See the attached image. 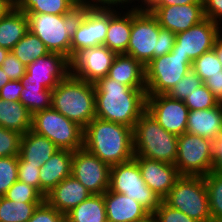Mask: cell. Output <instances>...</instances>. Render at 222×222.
<instances>
[{
    "label": "cell",
    "instance_id": "obj_4",
    "mask_svg": "<svg viewBox=\"0 0 222 222\" xmlns=\"http://www.w3.org/2000/svg\"><path fill=\"white\" fill-rule=\"evenodd\" d=\"M52 108L84 129L96 118L94 84L69 74L52 90Z\"/></svg>",
    "mask_w": 222,
    "mask_h": 222
},
{
    "label": "cell",
    "instance_id": "obj_2",
    "mask_svg": "<svg viewBox=\"0 0 222 222\" xmlns=\"http://www.w3.org/2000/svg\"><path fill=\"white\" fill-rule=\"evenodd\" d=\"M83 147L110 167L134 158L133 128L94 118L85 128Z\"/></svg>",
    "mask_w": 222,
    "mask_h": 222
},
{
    "label": "cell",
    "instance_id": "obj_34",
    "mask_svg": "<svg viewBox=\"0 0 222 222\" xmlns=\"http://www.w3.org/2000/svg\"><path fill=\"white\" fill-rule=\"evenodd\" d=\"M204 180L212 222H222V174L210 172Z\"/></svg>",
    "mask_w": 222,
    "mask_h": 222
},
{
    "label": "cell",
    "instance_id": "obj_50",
    "mask_svg": "<svg viewBox=\"0 0 222 222\" xmlns=\"http://www.w3.org/2000/svg\"><path fill=\"white\" fill-rule=\"evenodd\" d=\"M204 84L212 92L219 103H222V71L209 77Z\"/></svg>",
    "mask_w": 222,
    "mask_h": 222
},
{
    "label": "cell",
    "instance_id": "obj_49",
    "mask_svg": "<svg viewBox=\"0 0 222 222\" xmlns=\"http://www.w3.org/2000/svg\"><path fill=\"white\" fill-rule=\"evenodd\" d=\"M211 172L222 174V133L212 140Z\"/></svg>",
    "mask_w": 222,
    "mask_h": 222
},
{
    "label": "cell",
    "instance_id": "obj_36",
    "mask_svg": "<svg viewBox=\"0 0 222 222\" xmlns=\"http://www.w3.org/2000/svg\"><path fill=\"white\" fill-rule=\"evenodd\" d=\"M17 203H43L45 197L33 186L17 180L4 196Z\"/></svg>",
    "mask_w": 222,
    "mask_h": 222
},
{
    "label": "cell",
    "instance_id": "obj_30",
    "mask_svg": "<svg viewBox=\"0 0 222 222\" xmlns=\"http://www.w3.org/2000/svg\"><path fill=\"white\" fill-rule=\"evenodd\" d=\"M22 83L20 102L32 115L52 107V90L46 89L41 83L28 81H22Z\"/></svg>",
    "mask_w": 222,
    "mask_h": 222
},
{
    "label": "cell",
    "instance_id": "obj_19",
    "mask_svg": "<svg viewBox=\"0 0 222 222\" xmlns=\"http://www.w3.org/2000/svg\"><path fill=\"white\" fill-rule=\"evenodd\" d=\"M145 184L163 200L181 177L174 164L134 155Z\"/></svg>",
    "mask_w": 222,
    "mask_h": 222
},
{
    "label": "cell",
    "instance_id": "obj_5",
    "mask_svg": "<svg viewBox=\"0 0 222 222\" xmlns=\"http://www.w3.org/2000/svg\"><path fill=\"white\" fill-rule=\"evenodd\" d=\"M134 155L175 164L178 150V136L164 130L145 111L133 128Z\"/></svg>",
    "mask_w": 222,
    "mask_h": 222
},
{
    "label": "cell",
    "instance_id": "obj_10",
    "mask_svg": "<svg viewBox=\"0 0 222 222\" xmlns=\"http://www.w3.org/2000/svg\"><path fill=\"white\" fill-rule=\"evenodd\" d=\"M192 64L188 56L172 52L152 59L145 66L146 95L168 94Z\"/></svg>",
    "mask_w": 222,
    "mask_h": 222
},
{
    "label": "cell",
    "instance_id": "obj_20",
    "mask_svg": "<svg viewBox=\"0 0 222 222\" xmlns=\"http://www.w3.org/2000/svg\"><path fill=\"white\" fill-rule=\"evenodd\" d=\"M107 222H145L151 214L136 200L108 189L104 194Z\"/></svg>",
    "mask_w": 222,
    "mask_h": 222
},
{
    "label": "cell",
    "instance_id": "obj_41",
    "mask_svg": "<svg viewBox=\"0 0 222 222\" xmlns=\"http://www.w3.org/2000/svg\"><path fill=\"white\" fill-rule=\"evenodd\" d=\"M152 216L157 222H199L185 213L170 207L163 200Z\"/></svg>",
    "mask_w": 222,
    "mask_h": 222
},
{
    "label": "cell",
    "instance_id": "obj_55",
    "mask_svg": "<svg viewBox=\"0 0 222 222\" xmlns=\"http://www.w3.org/2000/svg\"><path fill=\"white\" fill-rule=\"evenodd\" d=\"M9 52H10L9 50L0 47V67L3 64V61L5 60Z\"/></svg>",
    "mask_w": 222,
    "mask_h": 222
},
{
    "label": "cell",
    "instance_id": "obj_21",
    "mask_svg": "<svg viewBox=\"0 0 222 222\" xmlns=\"http://www.w3.org/2000/svg\"><path fill=\"white\" fill-rule=\"evenodd\" d=\"M92 194L72 175L60 182L45 197V201L66 215Z\"/></svg>",
    "mask_w": 222,
    "mask_h": 222
},
{
    "label": "cell",
    "instance_id": "obj_53",
    "mask_svg": "<svg viewBox=\"0 0 222 222\" xmlns=\"http://www.w3.org/2000/svg\"><path fill=\"white\" fill-rule=\"evenodd\" d=\"M213 49L215 50V53H216L218 59L221 62V65H222V34H220L217 37V39L214 43V48Z\"/></svg>",
    "mask_w": 222,
    "mask_h": 222
},
{
    "label": "cell",
    "instance_id": "obj_13",
    "mask_svg": "<svg viewBox=\"0 0 222 222\" xmlns=\"http://www.w3.org/2000/svg\"><path fill=\"white\" fill-rule=\"evenodd\" d=\"M111 167L84 147L73 151L71 175L92 195L104 194L110 187Z\"/></svg>",
    "mask_w": 222,
    "mask_h": 222
},
{
    "label": "cell",
    "instance_id": "obj_27",
    "mask_svg": "<svg viewBox=\"0 0 222 222\" xmlns=\"http://www.w3.org/2000/svg\"><path fill=\"white\" fill-rule=\"evenodd\" d=\"M29 31L27 15L14 6L0 20V47L11 51Z\"/></svg>",
    "mask_w": 222,
    "mask_h": 222
},
{
    "label": "cell",
    "instance_id": "obj_8",
    "mask_svg": "<svg viewBox=\"0 0 222 222\" xmlns=\"http://www.w3.org/2000/svg\"><path fill=\"white\" fill-rule=\"evenodd\" d=\"M159 31L158 20L146 6L132 8V28L126 54L145 67L159 57Z\"/></svg>",
    "mask_w": 222,
    "mask_h": 222
},
{
    "label": "cell",
    "instance_id": "obj_57",
    "mask_svg": "<svg viewBox=\"0 0 222 222\" xmlns=\"http://www.w3.org/2000/svg\"><path fill=\"white\" fill-rule=\"evenodd\" d=\"M74 4L84 3L85 0H71Z\"/></svg>",
    "mask_w": 222,
    "mask_h": 222
},
{
    "label": "cell",
    "instance_id": "obj_48",
    "mask_svg": "<svg viewBox=\"0 0 222 222\" xmlns=\"http://www.w3.org/2000/svg\"><path fill=\"white\" fill-rule=\"evenodd\" d=\"M158 39H159V56H162L171 52L176 42V34L168 29L160 27Z\"/></svg>",
    "mask_w": 222,
    "mask_h": 222
},
{
    "label": "cell",
    "instance_id": "obj_9",
    "mask_svg": "<svg viewBox=\"0 0 222 222\" xmlns=\"http://www.w3.org/2000/svg\"><path fill=\"white\" fill-rule=\"evenodd\" d=\"M112 192L125 194L139 202L151 215L162 201L146 184L136 160L114 165L110 169V187Z\"/></svg>",
    "mask_w": 222,
    "mask_h": 222
},
{
    "label": "cell",
    "instance_id": "obj_58",
    "mask_svg": "<svg viewBox=\"0 0 222 222\" xmlns=\"http://www.w3.org/2000/svg\"><path fill=\"white\" fill-rule=\"evenodd\" d=\"M151 0H143L144 6H146Z\"/></svg>",
    "mask_w": 222,
    "mask_h": 222
},
{
    "label": "cell",
    "instance_id": "obj_6",
    "mask_svg": "<svg viewBox=\"0 0 222 222\" xmlns=\"http://www.w3.org/2000/svg\"><path fill=\"white\" fill-rule=\"evenodd\" d=\"M163 201L199 222H212L203 176H181Z\"/></svg>",
    "mask_w": 222,
    "mask_h": 222
},
{
    "label": "cell",
    "instance_id": "obj_25",
    "mask_svg": "<svg viewBox=\"0 0 222 222\" xmlns=\"http://www.w3.org/2000/svg\"><path fill=\"white\" fill-rule=\"evenodd\" d=\"M107 76L130 88L146 89L145 67L130 55L117 54Z\"/></svg>",
    "mask_w": 222,
    "mask_h": 222
},
{
    "label": "cell",
    "instance_id": "obj_43",
    "mask_svg": "<svg viewBox=\"0 0 222 222\" xmlns=\"http://www.w3.org/2000/svg\"><path fill=\"white\" fill-rule=\"evenodd\" d=\"M28 222H66V215L44 201L37 207Z\"/></svg>",
    "mask_w": 222,
    "mask_h": 222
},
{
    "label": "cell",
    "instance_id": "obj_45",
    "mask_svg": "<svg viewBox=\"0 0 222 222\" xmlns=\"http://www.w3.org/2000/svg\"><path fill=\"white\" fill-rule=\"evenodd\" d=\"M135 1L138 2L137 5L134 4ZM132 2H133V5H131V9L144 6L143 0H85V3H87L91 7V9H116L117 8L118 11L122 10V8L125 10L130 9L129 8L130 6L128 5L132 4ZM125 5L127 7H125Z\"/></svg>",
    "mask_w": 222,
    "mask_h": 222
},
{
    "label": "cell",
    "instance_id": "obj_32",
    "mask_svg": "<svg viewBox=\"0 0 222 222\" xmlns=\"http://www.w3.org/2000/svg\"><path fill=\"white\" fill-rule=\"evenodd\" d=\"M73 4L71 0H15V6L24 13L63 15Z\"/></svg>",
    "mask_w": 222,
    "mask_h": 222
},
{
    "label": "cell",
    "instance_id": "obj_23",
    "mask_svg": "<svg viewBox=\"0 0 222 222\" xmlns=\"http://www.w3.org/2000/svg\"><path fill=\"white\" fill-rule=\"evenodd\" d=\"M131 28V8L125 12L123 10L118 12L117 9H108V30L104 45L116 54H126Z\"/></svg>",
    "mask_w": 222,
    "mask_h": 222
},
{
    "label": "cell",
    "instance_id": "obj_26",
    "mask_svg": "<svg viewBox=\"0 0 222 222\" xmlns=\"http://www.w3.org/2000/svg\"><path fill=\"white\" fill-rule=\"evenodd\" d=\"M186 132L215 139L222 133V104L211 109L189 111Z\"/></svg>",
    "mask_w": 222,
    "mask_h": 222
},
{
    "label": "cell",
    "instance_id": "obj_17",
    "mask_svg": "<svg viewBox=\"0 0 222 222\" xmlns=\"http://www.w3.org/2000/svg\"><path fill=\"white\" fill-rule=\"evenodd\" d=\"M69 74V59L50 52L28 65L21 81L41 83L46 89L53 90Z\"/></svg>",
    "mask_w": 222,
    "mask_h": 222
},
{
    "label": "cell",
    "instance_id": "obj_16",
    "mask_svg": "<svg viewBox=\"0 0 222 222\" xmlns=\"http://www.w3.org/2000/svg\"><path fill=\"white\" fill-rule=\"evenodd\" d=\"M158 20L159 26L177 34L205 19L203 3L172 6H146Z\"/></svg>",
    "mask_w": 222,
    "mask_h": 222
},
{
    "label": "cell",
    "instance_id": "obj_44",
    "mask_svg": "<svg viewBox=\"0 0 222 222\" xmlns=\"http://www.w3.org/2000/svg\"><path fill=\"white\" fill-rule=\"evenodd\" d=\"M1 68L11 80H21L26 73L27 66L10 51L3 61Z\"/></svg>",
    "mask_w": 222,
    "mask_h": 222
},
{
    "label": "cell",
    "instance_id": "obj_56",
    "mask_svg": "<svg viewBox=\"0 0 222 222\" xmlns=\"http://www.w3.org/2000/svg\"><path fill=\"white\" fill-rule=\"evenodd\" d=\"M145 222H157L154 217L151 215Z\"/></svg>",
    "mask_w": 222,
    "mask_h": 222
},
{
    "label": "cell",
    "instance_id": "obj_1",
    "mask_svg": "<svg viewBox=\"0 0 222 222\" xmlns=\"http://www.w3.org/2000/svg\"><path fill=\"white\" fill-rule=\"evenodd\" d=\"M96 118L134 128L146 111V89L123 85L108 76L94 83Z\"/></svg>",
    "mask_w": 222,
    "mask_h": 222
},
{
    "label": "cell",
    "instance_id": "obj_54",
    "mask_svg": "<svg viewBox=\"0 0 222 222\" xmlns=\"http://www.w3.org/2000/svg\"><path fill=\"white\" fill-rule=\"evenodd\" d=\"M11 79L8 77V75L3 71V69L0 67V89L10 81Z\"/></svg>",
    "mask_w": 222,
    "mask_h": 222
},
{
    "label": "cell",
    "instance_id": "obj_18",
    "mask_svg": "<svg viewBox=\"0 0 222 222\" xmlns=\"http://www.w3.org/2000/svg\"><path fill=\"white\" fill-rule=\"evenodd\" d=\"M108 9H90L71 38V56L78 50L104 45Z\"/></svg>",
    "mask_w": 222,
    "mask_h": 222
},
{
    "label": "cell",
    "instance_id": "obj_46",
    "mask_svg": "<svg viewBox=\"0 0 222 222\" xmlns=\"http://www.w3.org/2000/svg\"><path fill=\"white\" fill-rule=\"evenodd\" d=\"M23 89L21 80H10L0 89V98L9 102L20 101V93Z\"/></svg>",
    "mask_w": 222,
    "mask_h": 222
},
{
    "label": "cell",
    "instance_id": "obj_15",
    "mask_svg": "<svg viewBox=\"0 0 222 222\" xmlns=\"http://www.w3.org/2000/svg\"><path fill=\"white\" fill-rule=\"evenodd\" d=\"M146 111L161 127L177 136L186 133L189 109L184 101L168 94L147 95Z\"/></svg>",
    "mask_w": 222,
    "mask_h": 222
},
{
    "label": "cell",
    "instance_id": "obj_47",
    "mask_svg": "<svg viewBox=\"0 0 222 222\" xmlns=\"http://www.w3.org/2000/svg\"><path fill=\"white\" fill-rule=\"evenodd\" d=\"M203 7L205 18L222 25V0H203Z\"/></svg>",
    "mask_w": 222,
    "mask_h": 222
},
{
    "label": "cell",
    "instance_id": "obj_33",
    "mask_svg": "<svg viewBox=\"0 0 222 222\" xmlns=\"http://www.w3.org/2000/svg\"><path fill=\"white\" fill-rule=\"evenodd\" d=\"M42 203H17L0 197V222H28Z\"/></svg>",
    "mask_w": 222,
    "mask_h": 222
},
{
    "label": "cell",
    "instance_id": "obj_12",
    "mask_svg": "<svg viewBox=\"0 0 222 222\" xmlns=\"http://www.w3.org/2000/svg\"><path fill=\"white\" fill-rule=\"evenodd\" d=\"M116 55L105 45L78 50L69 59V73L94 84L108 75Z\"/></svg>",
    "mask_w": 222,
    "mask_h": 222
},
{
    "label": "cell",
    "instance_id": "obj_39",
    "mask_svg": "<svg viewBox=\"0 0 222 222\" xmlns=\"http://www.w3.org/2000/svg\"><path fill=\"white\" fill-rule=\"evenodd\" d=\"M203 81L191 69L182 79L168 92L171 98L184 101L197 87L201 86Z\"/></svg>",
    "mask_w": 222,
    "mask_h": 222
},
{
    "label": "cell",
    "instance_id": "obj_42",
    "mask_svg": "<svg viewBox=\"0 0 222 222\" xmlns=\"http://www.w3.org/2000/svg\"><path fill=\"white\" fill-rule=\"evenodd\" d=\"M18 180L35 187L40 192V168L28 165L20 156L18 159Z\"/></svg>",
    "mask_w": 222,
    "mask_h": 222
},
{
    "label": "cell",
    "instance_id": "obj_52",
    "mask_svg": "<svg viewBox=\"0 0 222 222\" xmlns=\"http://www.w3.org/2000/svg\"><path fill=\"white\" fill-rule=\"evenodd\" d=\"M15 6V0H0V20Z\"/></svg>",
    "mask_w": 222,
    "mask_h": 222
},
{
    "label": "cell",
    "instance_id": "obj_11",
    "mask_svg": "<svg viewBox=\"0 0 222 222\" xmlns=\"http://www.w3.org/2000/svg\"><path fill=\"white\" fill-rule=\"evenodd\" d=\"M181 176H206L212 166V140L191 133L178 136L175 161Z\"/></svg>",
    "mask_w": 222,
    "mask_h": 222
},
{
    "label": "cell",
    "instance_id": "obj_3",
    "mask_svg": "<svg viewBox=\"0 0 222 222\" xmlns=\"http://www.w3.org/2000/svg\"><path fill=\"white\" fill-rule=\"evenodd\" d=\"M91 9L87 3L73 4L63 15L25 13L29 31L38 36L51 53L71 58V38Z\"/></svg>",
    "mask_w": 222,
    "mask_h": 222
},
{
    "label": "cell",
    "instance_id": "obj_31",
    "mask_svg": "<svg viewBox=\"0 0 222 222\" xmlns=\"http://www.w3.org/2000/svg\"><path fill=\"white\" fill-rule=\"evenodd\" d=\"M11 51L25 66L50 53L46 45L31 31H28Z\"/></svg>",
    "mask_w": 222,
    "mask_h": 222
},
{
    "label": "cell",
    "instance_id": "obj_51",
    "mask_svg": "<svg viewBox=\"0 0 222 222\" xmlns=\"http://www.w3.org/2000/svg\"><path fill=\"white\" fill-rule=\"evenodd\" d=\"M203 3V0H151L146 6H172Z\"/></svg>",
    "mask_w": 222,
    "mask_h": 222
},
{
    "label": "cell",
    "instance_id": "obj_40",
    "mask_svg": "<svg viewBox=\"0 0 222 222\" xmlns=\"http://www.w3.org/2000/svg\"><path fill=\"white\" fill-rule=\"evenodd\" d=\"M21 136L17 131L0 126V158L19 156Z\"/></svg>",
    "mask_w": 222,
    "mask_h": 222
},
{
    "label": "cell",
    "instance_id": "obj_28",
    "mask_svg": "<svg viewBox=\"0 0 222 222\" xmlns=\"http://www.w3.org/2000/svg\"><path fill=\"white\" fill-rule=\"evenodd\" d=\"M0 126L25 134L31 130L32 114L20 102H9L0 98Z\"/></svg>",
    "mask_w": 222,
    "mask_h": 222
},
{
    "label": "cell",
    "instance_id": "obj_38",
    "mask_svg": "<svg viewBox=\"0 0 222 222\" xmlns=\"http://www.w3.org/2000/svg\"><path fill=\"white\" fill-rule=\"evenodd\" d=\"M187 108L192 110L211 109L219 104V101L214 97L212 92L203 83L197 87L187 98L184 100Z\"/></svg>",
    "mask_w": 222,
    "mask_h": 222
},
{
    "label": "cell",
    "instance_id": "obj_37",
    "mask_svg": "<svg viewBox=\"0 0 222 222\" xmlns=\"http://www.w3.org/2000/svg\"><path fill=\"white\" fill-rule=\"evenodd\" d=\"M18 159L19 156L0 158V197L18 180Z\"/></svg>",
    "mask_w": 222,
    "mask_h": 222
},
{
    "label": "cell",
    "instance_id": "obj_14",
    "mask_svg": "<svg viewBox=\"0 0 222 222\" xmlns=\"http://www.w3.org/2000/svg\"><path fill=\"white\" fill-rule=\"evenodd\" d=\"M219 23L205 18L200 23L192 26L186 31L176 34V42L171 52L188 56L193 62L204 52L214 48L217 37L222 33Z\"/></svg>",
    "mask_w": 222,
    "mask_h": 222
},
{
    "label": "cell",
    "instance_id": "obj_22",
    "mask_svg": "<svg viewBox=\"0 0 222 222\" xmlns=\"http://www.w3.org/2000/svg\"><path fill=\"white\" fill-rule=\"evenodd\" d=\"M73 151L59 149L40 168V193L46 197L60 182L71 176Z\"/></svg>",
    "mask_w": 222,
    "mask_h": 222
},
{
    "label": "cell",
    "instance_id": "obj_7",
    "mask_svg": "<svg viewBox=\"0 0 222 222\" xmlns=\"http://www.w3.org/2000/svg\"><path fill=\"white\" fill-rule=\"evenodd\" d=\"M31 131L47 137L58 149L83 148L84 129L52 107L32 115Z\"/></svg>",
    "mask_w": 222,
    "mask_h": 222
},
{
    "label": "cell",
    "instance_id": "obj_29",
    "mask_svg": "<svg viewBox=\"0 0 222 222\" xmlns=\"http://www.w3.org/2000/svg\"><path fill=\"white\" fill-rule=\"evenodd\" d=\"M66 222H107L103 194L91 195L66 214Z\"/></svg>",
    "mask_w": 222,
    "mask_h": 222
},
{
    "label": "cell",
    "instance_id": "obj_35",
    "mask_svg": "<svg viewBox=\"0 0 222 222\" xmlns=\"http://www.w3.org/2000/svg\"><path fill=\"white\" fill-rule=\"evenodd\" d=\"M192 70L200 77L203 83L211 76L222 71V65L218 59L215 50L204 52L199 58H196L192 64Z\"/></svg>",
    "mask_w": 222,
    "mask_h": 222
},
{
    "label": "cell",
    "instance_id": "obj_24",
    "mask_svg": "<svg viewBox=\"0 0 222 222\" xmlns=\"http://www.w3.org/2000/svg\"><path fill=\"white\" fill-rule=\"evenodd\" d=\"M47 137L29 130L21 136L19 156L36 168H41L58 151Z\"/></svg>",
    "mask_w": 222,
    "mask_h": 222
}]
</instances>
